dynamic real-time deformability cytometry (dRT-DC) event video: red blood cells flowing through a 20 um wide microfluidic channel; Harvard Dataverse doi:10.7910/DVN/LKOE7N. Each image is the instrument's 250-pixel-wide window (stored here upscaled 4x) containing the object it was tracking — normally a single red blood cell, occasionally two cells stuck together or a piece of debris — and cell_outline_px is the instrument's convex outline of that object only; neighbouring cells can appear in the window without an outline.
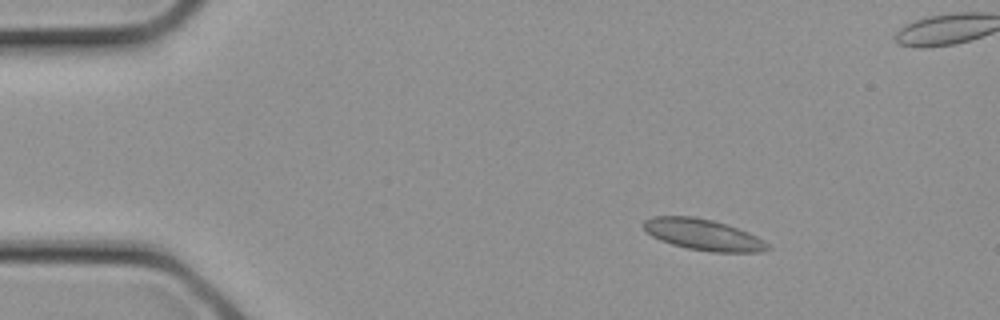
{"species": "common noctule bat (a hibernating species)", "species_latin": "Nyctalus noctula", "temperature_condition": "cold", "stored_images_in_passage": 11, "camera_frame_rate_fps": 3000, "um_per_image_px": 0.085, "animal": {"sex": "female", "body_mass_g": 21.9}, "frame": {"image": 1, "passage_image": 4, "time_ms": 1.0, "image_size_px": [1000, 320], "cell_outline_px": [[772, 248], [764, 252], [712, 252], [688, 248], [672, 244], [660, 240], [652, 236], [640, 224], [644, 220], [652, 216], [692, 216], [712, 220], [748, 232], [764, 240]], "centroid_in_image_um": [59.76, 19.95], "position_along_channel_um": 25.2, "area_um2": 22.48}}
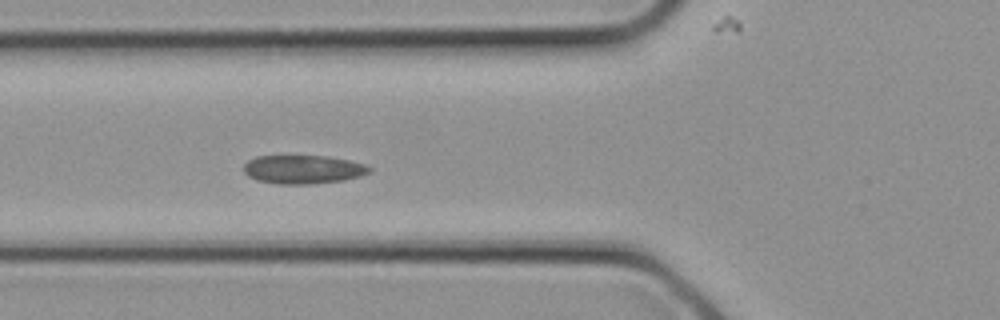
{"frame": {"image": 2, "passage_image": 10, "time_ms": 3.0, "image_size_px": [1000, 320], "cell_outline_px": [[372, 172], [360, 176], [344, 180], [312, 184], [280, 184], [256, 180], [248, 176], [244, 172], [244, 164], [248, 160], [256, 156], [328, 156], [348, 160], [364, 164], [372, 168]], "centroid_in_image_um": [25.77, 14.4], "position_along_channel_um": 100.0, "area_um2": 21.04}}